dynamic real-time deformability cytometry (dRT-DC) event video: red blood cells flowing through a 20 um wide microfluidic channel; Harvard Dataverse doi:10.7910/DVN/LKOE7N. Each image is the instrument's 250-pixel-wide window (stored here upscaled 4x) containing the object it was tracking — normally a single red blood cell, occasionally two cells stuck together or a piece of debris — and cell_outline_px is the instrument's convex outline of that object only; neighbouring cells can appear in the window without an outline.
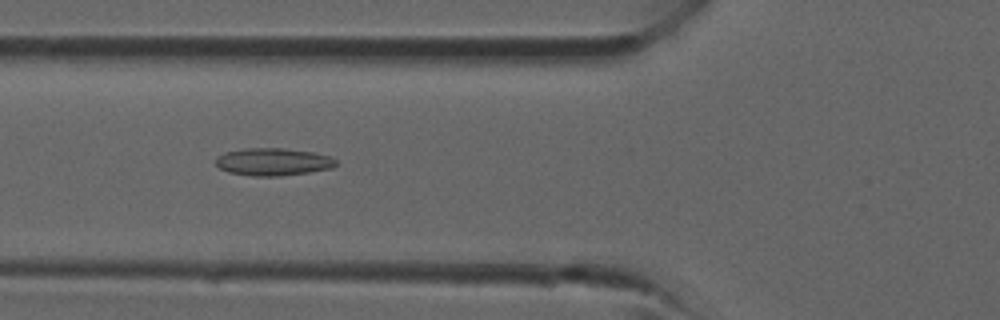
{"species": "common noctule bat (a hibernating species)", "species_latin": "Nyctalus noctula", "temperature_condition": "room temperature", "stored_images_in_passage": 35, "camera_frame_rate_fps": 3000, "um_per_image_px": 0.085, "animal": {"sex": "male", "forearm_length_mm": 52.5}, "frame": {"image": 1, "passage_image": 13, "time_ms": 4.0, "image_size_px": [1000, 320], "cell_outline_px": [[336, 164], [332, 168], [308, 172], [280, 176], [252, 176], [228, 172], [220, 168], [216, 164], [216, 156], [224, 152], [244, 148], [284, 148], [312, 152], [332, 156], [336, 160]], "centroid_in_image_um": [23.2, 13.75], "position_along_channel_um": 102.6, "area_um2": 19.36}}
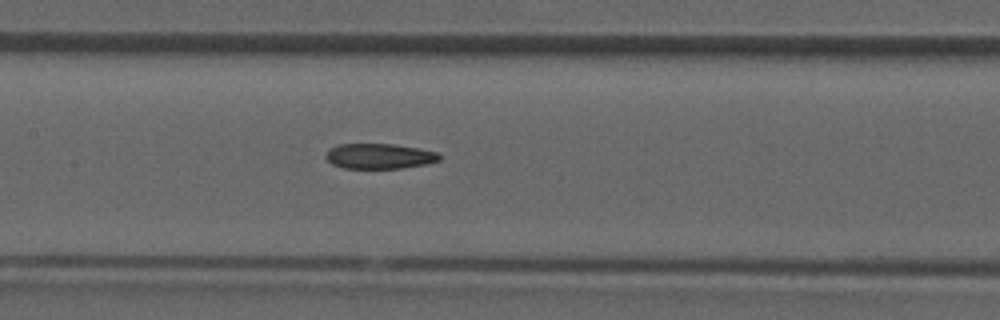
{"frame": {"image": 2, "passage_image": 17, "time_ms": 5.333, "image_size_px": [1000, 320], "cell_outline_px": [[440, 160], [428, 164], [400, 168], [344, 168], [332, 164], [324, 156], [328, 148], [336, 144], [392, 144], [420, 148], [436, 152], [440, 156]], "centroid_in_image_um": [32.22, 13.27], "position_along_channel_um": 175.2, "area_um2": 16.82}}
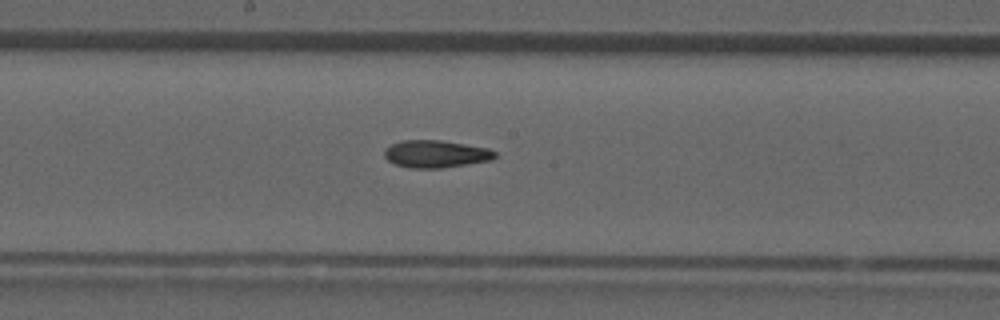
{"frame": {"image": 3, "passage_image": 19, "time_ms": 6.0, "image_size_px": [1000, 320], "cell_outline_px": [[496, 156], [492, 160], [440, 168], [408, 168], [396, 164], [388, 160], [384, 156], [384, 148], [400, 140], [440, 140], [488, 148], [496, 152]], "centroid_in_image_um": [37.02, 13.08], "position_along_channel_um": 211.2, "area_um2": 17.63}}